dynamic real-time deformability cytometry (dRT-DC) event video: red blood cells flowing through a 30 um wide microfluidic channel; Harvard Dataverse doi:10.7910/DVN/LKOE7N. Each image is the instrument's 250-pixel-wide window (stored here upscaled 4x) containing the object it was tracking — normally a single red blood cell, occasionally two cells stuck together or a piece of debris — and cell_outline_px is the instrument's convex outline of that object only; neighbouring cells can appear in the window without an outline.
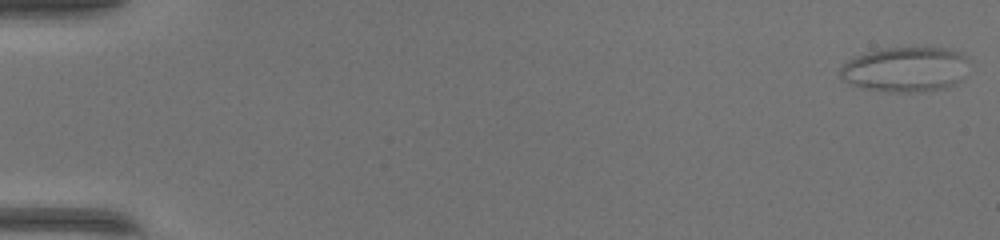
{"species": "common noctule bat (a hibernating species)", "species_latin": "Nyctalus noctula", "temperature_condition": "warm", "stored_images_in_passage": 50, "segment_of_instrument_passage": [1, 2], "camera_frame_rate_fps": 3000, "um_per_image_px": 0.085, "animal": {"sex": "female", "body_mass_g": 17.0, "forearm_length_mm": 48.0}, "frame": {"image": 1, "passage_image": 1, "time_ms": 0.0, "image_size_px": [1000, 240], "cell_outline_px": [[964, 56], [960, 80], [952, 84], [940, 88], [920, 92], [888, 92], [864, 88], [852, 84], [844, 80], [840, 76], [840, 68], [848, 60], [856, 56], [884, 48], [944, 48], [960, 52]], "centroid_in_image_um": [76.86, 5.9], "position_along_channel_um": 8.1, "area_um2": 32.77}}
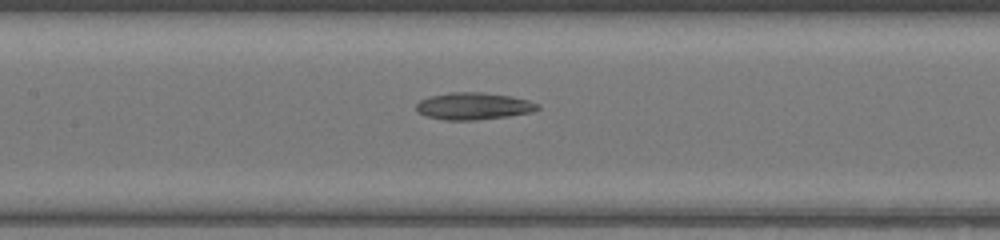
{"frame": {"image": 2, "passage_image": 25, "time_ms": 8.0, "image_size_px": [1000, 240], "cell_outline_px": [[540, 108], [532, 112], [508, 116], [476, 120], [444, 120], [428, 116], [420, 112], [416, 108], [416, 104], [420, 100], [428, 96], [452, 92], [484, 92], [512, 96], [528, 100], [540, 104]], "centroid_in_image_um": [40.28, 9.01], "position_along_channel_um": 167.1, "area_um2": 19.19}}
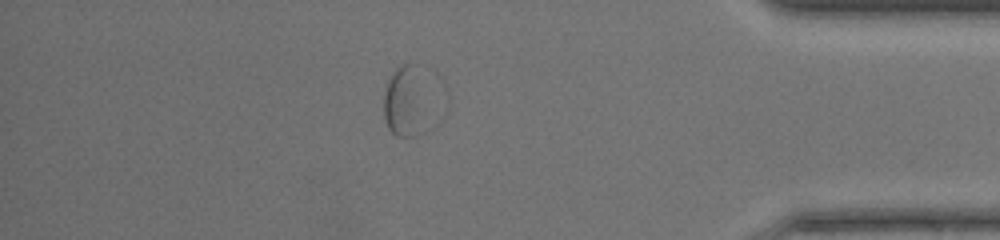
{"frame": {"image": 3, "passage_image": 44, "time_ms": 14.333, "image_size_px": [1000, 240], "cell_outline_px": [[412, 136], [396, 136], [388, 128], [384, 120], [384, 92], [388, 80], [396, 68], [404, 64], [412, 64]], "centroid_in_image_um": [33.95, 8.63], "position_along_channel_um": 401.3, "area_um2": 12.66}}